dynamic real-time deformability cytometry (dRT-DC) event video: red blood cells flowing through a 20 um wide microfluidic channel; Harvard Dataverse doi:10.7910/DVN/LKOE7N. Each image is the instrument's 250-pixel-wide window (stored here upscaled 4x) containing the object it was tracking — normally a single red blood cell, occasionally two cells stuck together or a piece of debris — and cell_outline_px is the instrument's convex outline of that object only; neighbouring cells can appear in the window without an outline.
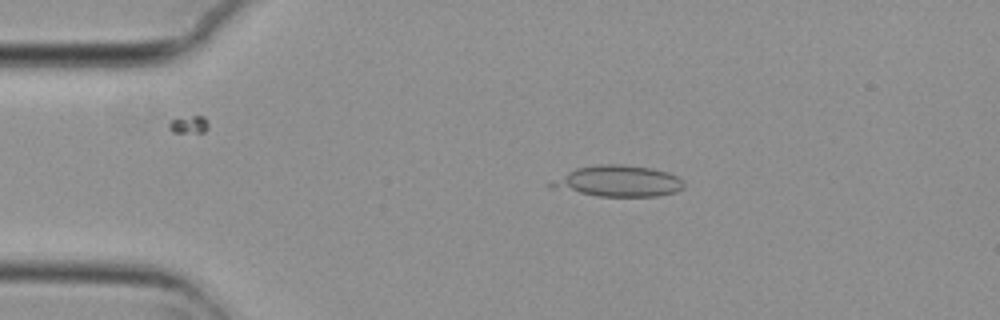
{"species": "common noctule bat (a hibernating species)", "species_latin": "Nyctalus noctula", "temperature_condition": "cold", "stored_images_in_passage": 6, "camera_frame_rate_fps": 3000, "um_per_image_px": 0.085, "animal": {"sex": "female", "body_mass_g": 29.2, "forearm_length_mm": 56.3}, "frame": {"image": 1, "passage_image": 4, "time_ms": 1.0, "image_size_px": [1000, 320], "cell_outline_px": [[684, 188], [676, 192], [656, 196], [596, 196], [548, 188], [548, 184], [568, 172], [576, 168], [596, 164], [624, 164], [652, 168], [668, 172], [676, 176], [684, 184]], "centroid_in_image_um": [52.52, 15.4], "position_along_channel_um": 32.5, "area_um2": 24.16}}
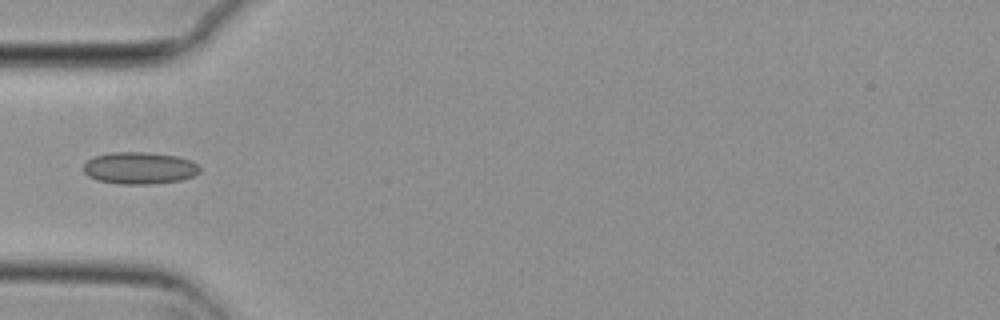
{"frame": {"image": 2, "passage_image": 6, "time_ms": 1.667, "image_size_px": [1000, 320], "cell_outline_px": [[200, 172], [192, 176], [180, 180], [152, 184], [116, 184], [96, 180], [88, 176], [84, 172], [84, 164], [92, 156], [112, 152], [148, 152], [176, 156], [192, 160], [200, 168]], "centroid_in_image_um": [11.83, 14.28], "position_along_channel_um": 73.2, "area_um2": 21.85}}